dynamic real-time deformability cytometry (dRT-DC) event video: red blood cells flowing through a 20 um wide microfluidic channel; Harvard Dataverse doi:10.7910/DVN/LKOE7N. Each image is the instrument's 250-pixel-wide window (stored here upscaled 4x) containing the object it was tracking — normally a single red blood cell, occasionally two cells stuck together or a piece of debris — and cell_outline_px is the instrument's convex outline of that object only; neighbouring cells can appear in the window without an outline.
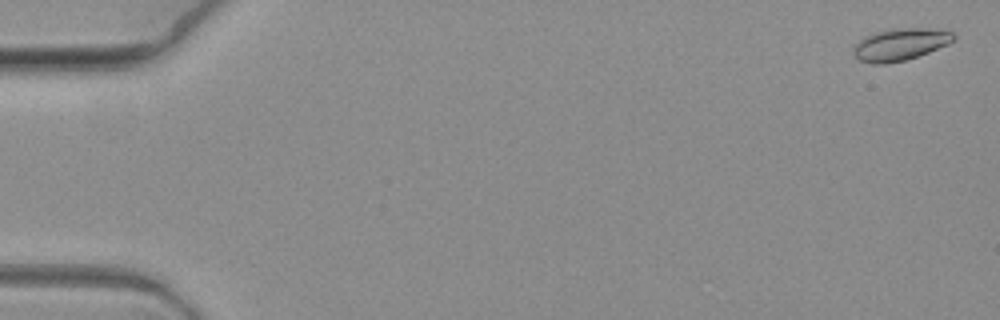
{"species": "common noctule bat (a hibernating species)", "species_latin": "Nyctalus noctula", "temperature_condition": "warm", "stored_images_in_passage": 7, "camera_frame_rate_fps": 3000, "um_per_image_px": 0.085, "animal": {"sex": "female", "body_mass_g": 19.3, "forearm_length_mm": 54.1}, "frame": {"image": 1, "passage_image": 1, "time_ms": 0.0, "image_size_px": [1000, 320], "cell_outline_px": [[956, 40], [948, 44], [928, 52], [904, 60], [884, 64], [872, 64], [860, 60], [852, 52], [852, 48], [864, 36], [872, 32], [888, 28], [928, 28], [952, 32], [956, 36]], "centroid_in_image_um": [76.49, 3.75], "position_along_channel_um": 8.5, "area_um2": 18.84}}